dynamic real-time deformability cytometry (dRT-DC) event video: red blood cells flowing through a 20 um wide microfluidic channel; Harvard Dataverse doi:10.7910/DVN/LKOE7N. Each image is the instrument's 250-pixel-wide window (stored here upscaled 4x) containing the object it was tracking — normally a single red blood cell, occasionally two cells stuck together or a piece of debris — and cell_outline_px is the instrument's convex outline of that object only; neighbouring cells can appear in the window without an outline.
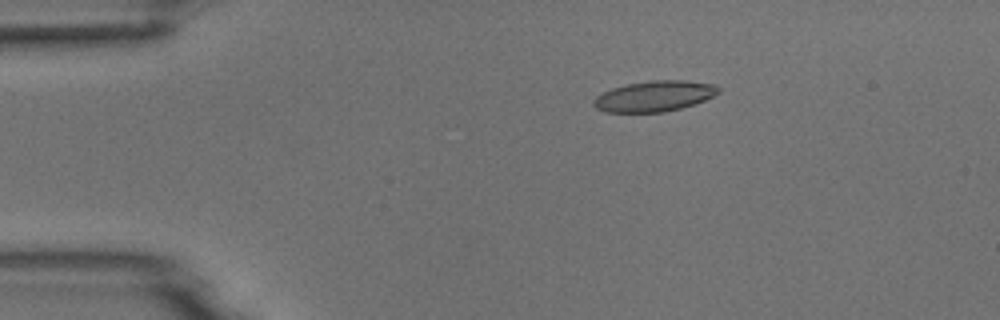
{"species": "common noctule bat (a hibernating species)", "species_latin": "Nyctalus noctula", "temperature_condition": "room temperature", "stored_images_in_passage": 6, "segment_of_instrument_passage": [1, 2], "camera_frame_rate_fps": 3000, "um_per_image_px": 0.085, "animal": {"sex": "male", "body_mass_g": 18.8}, "frame": {"image": 1, "passage_image": 3, "time_ms": 2.667, "image_size_px": [1000, 320], "cell_outline_px": [[720, 92], [704, 100], [680, 108], [664, 112], [604, 112], [596, 108], [592, 104], [592, 100], [596, 96], [612, 88], [628, 84], [652, 80], [684, 80], [716, 84], [720, 88]], "centroid_in_image_um": [55.61, 8.17], "position_along_channel_um": 29.4, "area_um2": 22.25}}